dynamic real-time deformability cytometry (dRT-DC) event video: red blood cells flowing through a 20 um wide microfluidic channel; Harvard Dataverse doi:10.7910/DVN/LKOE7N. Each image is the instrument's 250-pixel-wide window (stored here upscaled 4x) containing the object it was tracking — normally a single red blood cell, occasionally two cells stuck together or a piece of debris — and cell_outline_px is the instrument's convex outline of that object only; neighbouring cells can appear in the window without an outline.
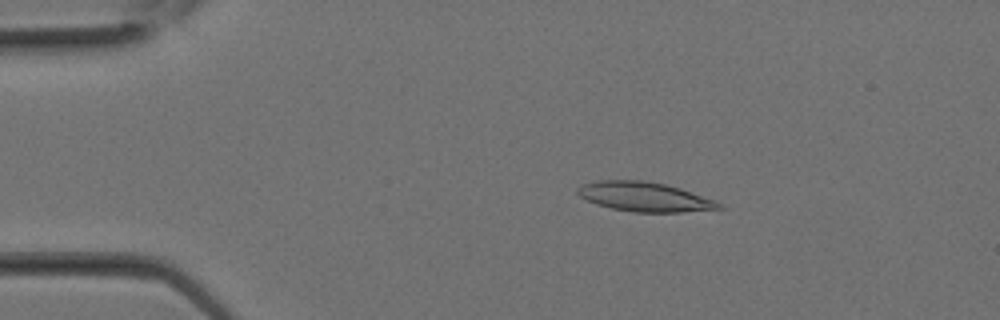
{"species": "Egyptian fruit bat (a non-hibernating species)", "species_latin": "Rousettus aegyptiacus", "temperature_condition": "room temperature", "stored_images_in_passage": 10, "camera_frame_rate_fps": 3000, "um_per_image_px": 0.085, "animal": {"sex": "female"}, "frame": {"image": 1, "passage_image": 5, "time_ms": 1.333, "image_size_px": [1000, 320], "cell_outline_px": [[724, 208], [680, 212], [632, 212], [612, 208], [596, 204], [580, 196], [576, 192], [576, 188], [580, 184], [596, 180], [644, 180], [664, 184], [680, 188], [716, 200], [724, 204]], "centroid_in_image_um": [54.78, 16.72], "position_along_channel_um": 30.2, "area_um2": 24.39}}
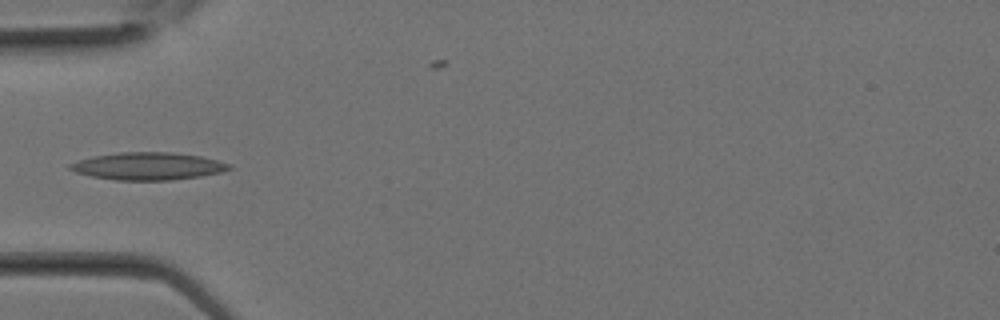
{"frame": {"image": 2, "passage_image": 9, "time_ms": 2.667, "image_size_px": [1000, 320], "cell_outline_px": [[232, 168], [220, 172], [200, 176], [172, 180], [116, 180], [92, 176], [76, 172], [68, 168], [68, 164], [92, 156], [120, 152], [172, 152], [200, 156], [232, 164]], "centroid_in_image_um": [12.58, 14.12], "position_along_channel_um": 72.4, "area_um2": 25.37}}